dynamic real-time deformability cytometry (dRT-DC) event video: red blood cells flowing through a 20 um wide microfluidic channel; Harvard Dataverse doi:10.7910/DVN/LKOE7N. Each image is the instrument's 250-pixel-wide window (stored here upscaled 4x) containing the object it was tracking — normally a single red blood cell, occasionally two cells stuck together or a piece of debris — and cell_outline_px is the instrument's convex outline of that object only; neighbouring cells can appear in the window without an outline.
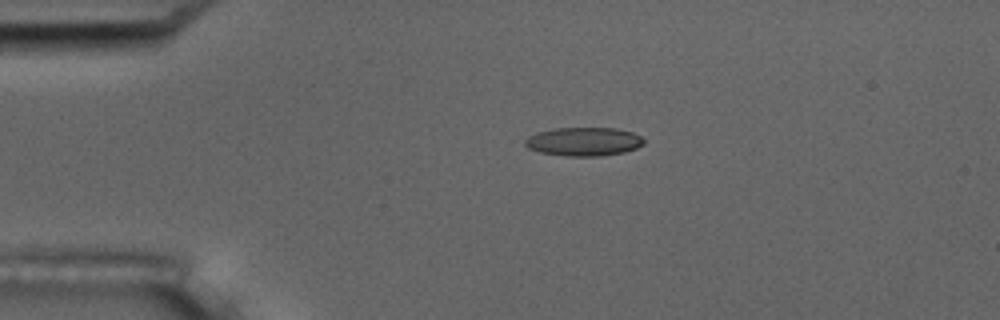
{"species": "common noctule bat (a hibernating species)", "species_latin": "Nyctalus noctula", "temperature_condition": "room temperature", "stored_images_in_passage": 5, "camera_frame_rate_fps": 3000, "um_per_image_px": 0.085, "animal": {"sex": "male", "body_mass_g": 17.5, "forearm_length_mm": 52.3}, "frame": {"image": 1, "passage_image": 3, "time_ms": 0.667, "image_size_px": [1000, 320], "cell_outline_px": [[644, 144], [636, 148], [624, 152], [600, 156], [564, 156], [540, 152], [528, 148], [524, 144], [524, 140], [528, 136], [536, 132], [556, 128], [616, 128], [632, 132], [640, 136], [644, 140]], "centroid_in_image_um": [49.6, 12.03], "position_along_channel_um": 35.4, "area_um2": 19.88}}